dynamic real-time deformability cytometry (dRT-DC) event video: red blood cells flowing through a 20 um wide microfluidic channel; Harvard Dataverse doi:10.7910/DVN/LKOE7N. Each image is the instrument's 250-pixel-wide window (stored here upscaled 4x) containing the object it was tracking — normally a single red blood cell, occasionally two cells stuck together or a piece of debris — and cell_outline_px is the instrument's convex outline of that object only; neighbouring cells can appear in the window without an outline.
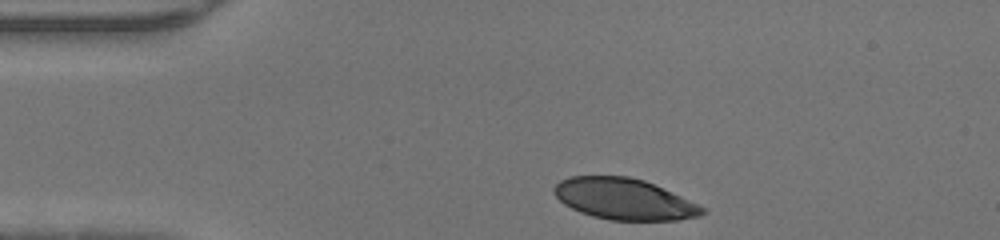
{"species": "human", "species_latin": "Homo sapiens", "temperature_condition": "warm", "stored_images_in_passage": 30, "camera_frame_rate_fps": 3000, "um_per_image_px": 0.085, "donor": {"sex": "male"}, "frame": {"image": 1, "passage_image": 1, "time_ms": 0.0, "image_size_px": [1000, 240], "cell_outline_px": [[704, 212], [700, 216], [676, 220], [608, 220], [592, 216], [580, 212], [564, 204], [552, 192], [552, 188], [560, 180], [572, 176], [628, 176], [644, 180], [680, 196], [704, 208]], "centroid_in_image_um": [52.99, 16.92], "position_along_channel_um": 32.0, "area_um2": 35.26}}
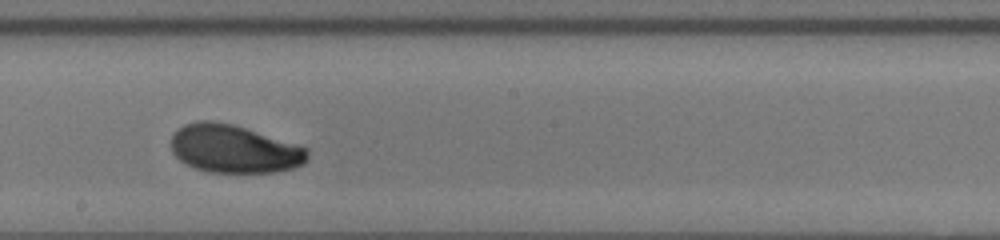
{"frame": {"image": 2, "passage_image": 18, "time_ms": 5.667, "image_size_px": [1000, 240], "cell_outline_px": [[308, 160], [304, 164], [292, 168], [276, 172], [208, 172], [196, 168], [180, 160], [172, 152], [172, 136], [184, 124], [196, 120], [212, 120], [232, 124], [308, 148]], "centroid_in_image_um": [19.9, 12.66], "position_along_channel_um": 228.3, "area_um2": 37.92}}
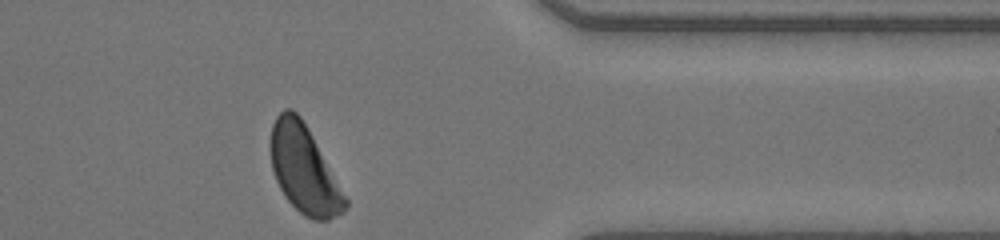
{"frame": {"image": 3, "passage_image": 30, "time_ms": 9.667, "image_size_px": [1000, 240], "cell_outline_px": [[348, 204], [344, 212], [328, 220], [312, 220], [304, 216], [284, 196], [276, 180], [272, 168], [268, 144], [272, 124], [276, 116], [284, 108], [292, 108], [300, 116], [312, 136], [348, 200]], "centroid_in_image_um": [25.8, 14.39], "position_along_channel_um": 385.6, "area_um2": 38.03}}